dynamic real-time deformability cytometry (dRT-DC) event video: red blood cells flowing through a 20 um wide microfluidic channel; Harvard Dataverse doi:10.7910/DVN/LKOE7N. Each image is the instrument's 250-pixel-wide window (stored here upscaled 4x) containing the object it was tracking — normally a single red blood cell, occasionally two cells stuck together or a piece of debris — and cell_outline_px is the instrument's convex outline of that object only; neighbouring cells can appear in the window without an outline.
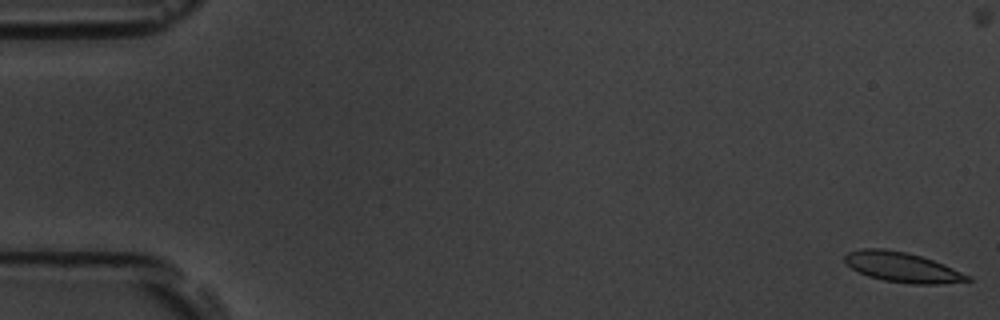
{"species": "common noctule bat (a hibernating species)", "species_latin": "Nyctalus noctula", "temperature_condition": "room temperature", "stored_images_in_passage": 56, "camera_frame_rate_fps": 3000, "um_per_image_px": 0.085, "animal": {"sex": "male", "body_mass_g": 19.5, "forearm_length_mm": 54.6}, "frame": {"image": 1, "passage_image": 1, "time_ms": 0.0, "image_size_px": [1000, 320], "cell_outline_px": [[972, 280], [940, 284], [912, 284], [884, 280], [868, 276], [852, 268], [844, 260], [844, 256], [848, 252], [860, 248], [884, 248], [908, 252], [944, 264], [972, 276]], "centroid_in_image_um": [76.71, 22.7], "position_along_channel_um": 8.3, "area_um2": 21.44}}
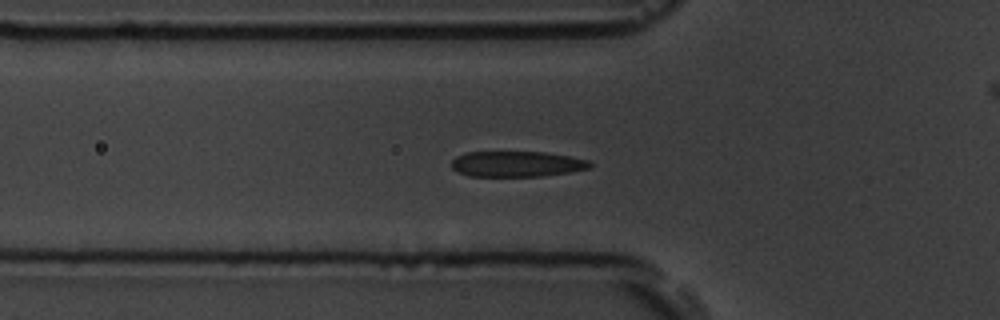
{"frame": {"image": 2, "passage_image": 19, "time_ms": 6.0, "image_size_px": [1000, 320], "cell_outline_px": [[592, 168], [572, 172], [544, 176], [468, 176], [456, 172], [452, 168], [452, 160], [456, 156], [468, 152], [544, 152], [568, 156], [588, 160], [592, 164]], "centroid_in_image_um": [43.93, 13.95], "position_along_channel_um": 81.9, "area_um2": 20.81}}
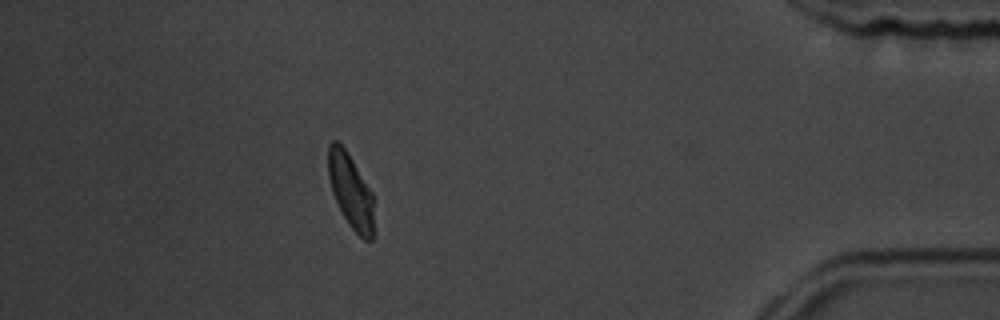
{"frame": {"image": 3, "passage_image": 49, "time_ms": 16.0, "image_size_px": [1000, 320], "cell_outline_px": [[372, 240], [364, 240], [348, 224], [332, 192], [328, 176], [328, 144], [332, 140], [336, 140], [348, 152], [372, 192]], "centroid_in_image_um": [29.78, 16.18], "position_along_channel_um": 405.4, "area_um2": 19.42}, "authors_computed_cell_mechanics": {"area_um2": 21.3282, "velocity_mm_per_s": 3.7145, "shape_relaxation_time_tau1_ms": 2.3005, "shape_relaxation_time_tau2_ms": 0.9614, "deformation_change_tau1": 0.1149, "deformation_change_tau2": 0.0792}}